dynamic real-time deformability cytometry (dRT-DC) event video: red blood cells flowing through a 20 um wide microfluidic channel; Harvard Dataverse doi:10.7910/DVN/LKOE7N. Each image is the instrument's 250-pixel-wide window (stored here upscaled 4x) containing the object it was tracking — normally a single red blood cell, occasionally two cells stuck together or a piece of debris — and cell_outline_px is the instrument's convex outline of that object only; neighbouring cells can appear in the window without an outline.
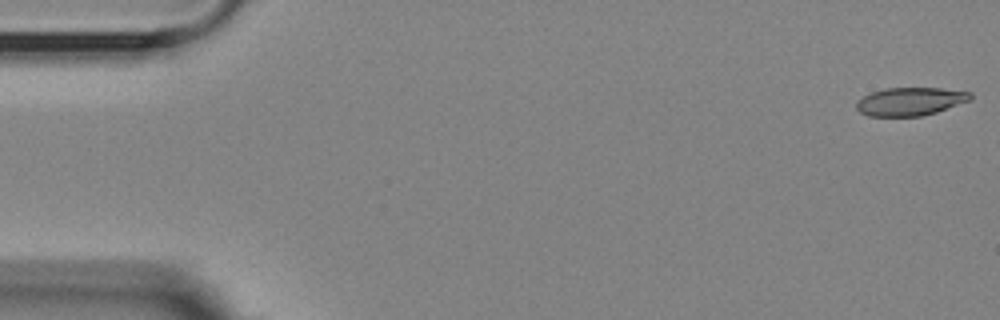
{"species": "Egyptian fruit bat (a non-hibernating species)", "species_latin": "Rousettus aegyptiacus", "temperature_condition": "room temperature", "stored_images_in_passage": 14, "camera_frame_rate_fps": 3000, "um_per_image_px": 0.085, "animal": {"sex": "female"}, "frame": {"image": 1, "passage_image": 1, "time_ms": 0.0, "image_size_px": [1000, 320], "cell_outline_px": [[972, 100], [936, 112], [920, 116], [868, 116], [860, 112], [856, 108], [856, 104], [864, 96], [872, 92], [884, 88], [940, 88], [972, 92]], "centroid_in_image_um": [77.4, 8.62], "position_along_channel_um": 7.6, "area_um2": 18.67}}